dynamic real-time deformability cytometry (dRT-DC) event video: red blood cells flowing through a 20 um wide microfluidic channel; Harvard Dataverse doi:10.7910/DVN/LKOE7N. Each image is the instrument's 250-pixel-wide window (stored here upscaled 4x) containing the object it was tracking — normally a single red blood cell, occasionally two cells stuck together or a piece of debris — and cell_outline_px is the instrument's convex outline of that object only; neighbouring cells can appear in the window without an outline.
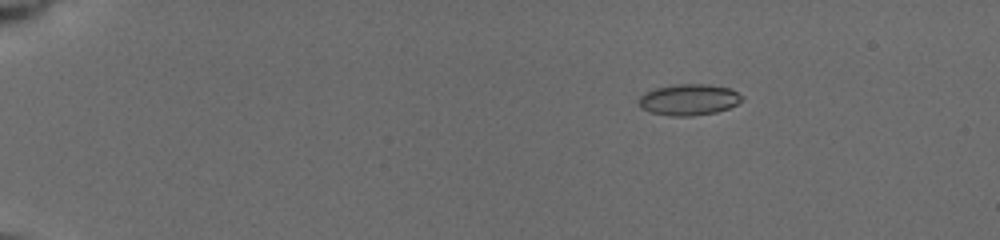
{"species": "common noctule bat (a hibernating species)", "species_latin": "Nyctalus noctula", "temperature_condition": "cold", "stored_images_in_passage": 10, "camera_frame_rate_fps": 3000, "um_per_image_px": 0.085, "animal": {"sex": "female", "body_mass_g": 19.5, "forearm_length_mm": 54.1}, "frame": {"image": 1, "passage_image": 5, "time_ms": 1.667, "image_size_px": [1000, 240], "cell_outline_px": [[744, 100], [728, 108], [716, 112], [692, 116], [672, 116], [652, 112], [640, 108], [640, 96], [644, 92], [656, 88], [676, 84], [708, 84], [732, 88], [744, 96]], "centroid_in_image_um": [58.6, 8.46], "position_along_channel_um": 26.4, "area_um2": 18.84}}
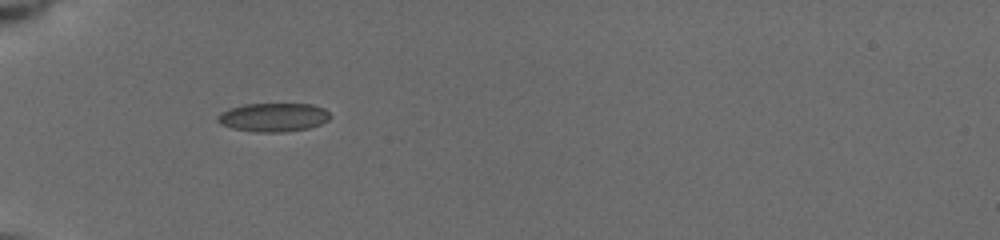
{"frame": {"image": 2, "passage_image": 9, "time_ms": 5.0, "image_size_px": [1000, 240], "cell_outline_px": [[332, 116], [328, 120], [320, 124], [308, 128], [284, 132], [256, 132], [232, 128], [220, 124], [216, 120], [216, 116], [220, 112], [228, 108], [244, 104], [312, 104], [324, 108]], "centroid_in_image_um": [23.21, 9.96], "position_along_channel_um": 61.8, "area_um2": 18.96}}